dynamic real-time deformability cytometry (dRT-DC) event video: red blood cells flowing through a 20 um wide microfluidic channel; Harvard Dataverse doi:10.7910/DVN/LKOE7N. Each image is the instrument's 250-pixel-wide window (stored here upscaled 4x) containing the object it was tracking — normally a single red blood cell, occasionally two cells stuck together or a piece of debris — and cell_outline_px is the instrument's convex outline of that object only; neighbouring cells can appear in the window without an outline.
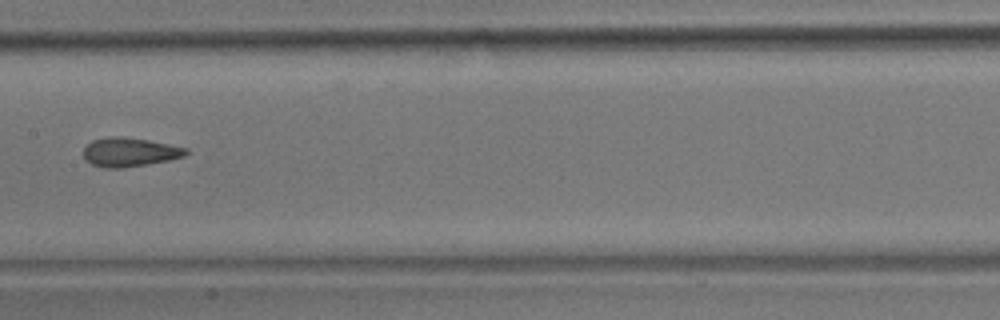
{"species": "common noctule bat (a hibernating species)", "species_latin": "Nyctalus noctula", "temperature_condition": "room temperature", "stored_images_in_passage": 14, "camera_frame_rate_fps": 3000, "um_per_image_px": 0.085, "animal": {"sex": "male", "body_mass_g": 17.9}, "frame": {"image": 1, "passage_image": 7, "time_ms": 2.0, "image_size_px": [1000, 320], "cell_outline_px": [[188, 152], [184, 156], [168, 160], [120, 168], [104, 168], [92, 164], [84, 160], [84, 148], [92, 140], [148, 140], [188, 148]], "centroid_in_image_um": [11.04, 12.99], "position_along_channel_um": 196.4, "area_um2": 16.18}}
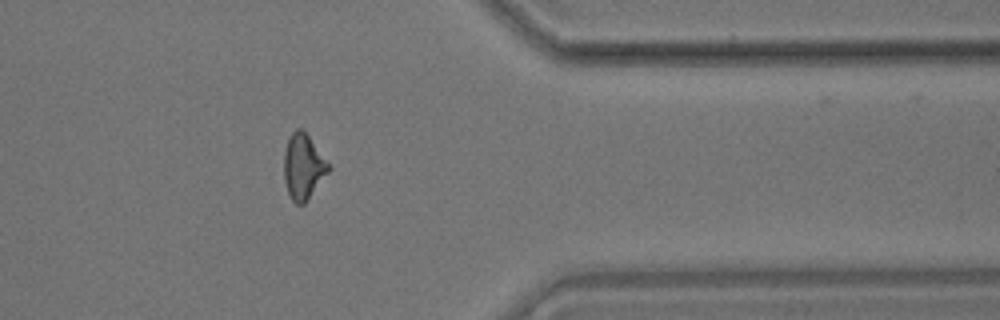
{"frame": {"image": 2, "passage_image": 12, "time_ms": 3.667, "image_size_px": [1000, 320], "cell_outline_px": [[332, 168], [304, 204], [296, 204], [292, 200], [288, 192], [284, 180], [284, 152], [288, 136], [296, 128], [300, 128], [308, 136]], "centroid_in_image_um": [25.76, 14.17], "position_along_channel_um": 385.6, "area_um2": 16.82}}
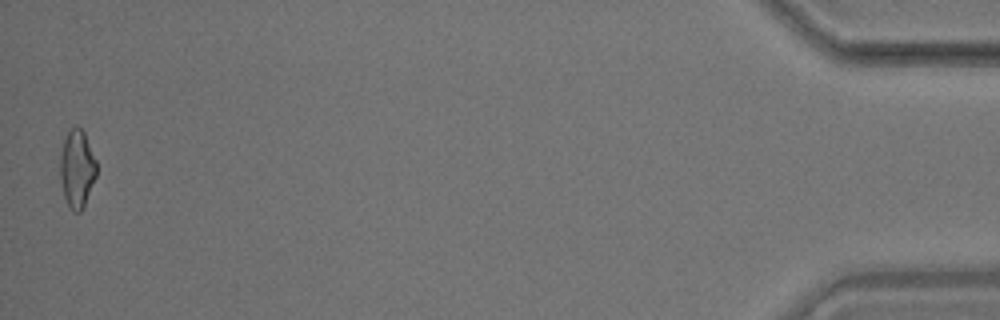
{"frame": {"image": 3, "passage_image": 14, "time_ms": 4.333, "image_size_px": [1000, 320], "cell_outline_px": [[96, 176], [84, 204], [80, 212], [72, 212], [68, 208], [64, 196], [60, 180], [60, 152], [68, 128], [76, 124], [84, 132], [96, 160]], "centroid_in_image_um": [6.52, 14.31], "position_along_channel_um": 428.7, "area_um2": 16.65}}